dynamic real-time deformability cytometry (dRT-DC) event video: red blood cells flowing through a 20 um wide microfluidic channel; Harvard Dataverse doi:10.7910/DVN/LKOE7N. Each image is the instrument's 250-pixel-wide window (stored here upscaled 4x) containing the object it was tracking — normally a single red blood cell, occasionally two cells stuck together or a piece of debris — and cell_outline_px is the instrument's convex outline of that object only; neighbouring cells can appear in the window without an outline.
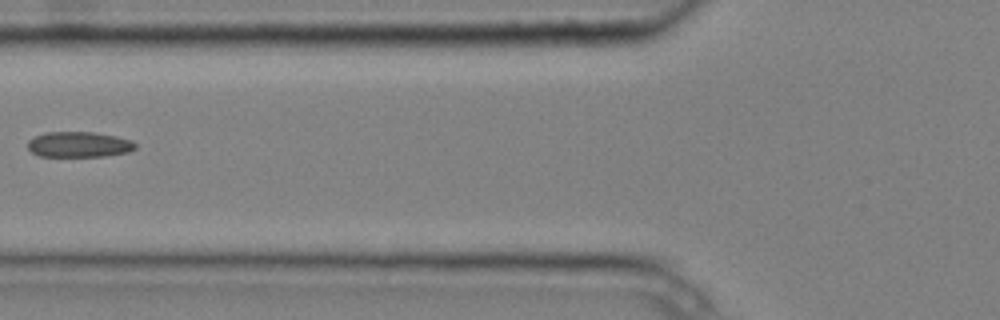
{"species": "common noctule bat (a hibernating species)", "species_latin": "Nyctalus noctula", "temperature_condition": "cold", "stored_images_in_passage": 6, "camera_frame_rate_fps": 3000, "um_per_image_px": 0.085, "animal": {"sex": "male", "body_mass_g": 20.4}, "frame": {"image": 1, "passage_image": 5, "time_ms": 1.333, "image_size_px": [1000, 320], "cell_outline_px": [[136, 148], [128, 152], [104, 156], [40, 156], [32, 152], [28, 148], [28, 140], [44, 132], [92, 132], [116, 136], [132, 140], [136, 144]], "centroid_in_image_um": [6.72, 12.28], "position_along_channel_um": 119.1, "area_um2": 15.95}}
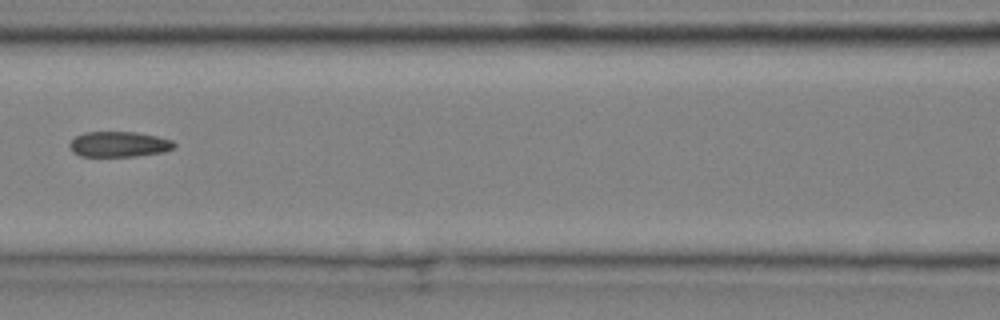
{"frame": {"image": 2, "passage_image": 6, "time_ms": 1.667, "image_size_px": [1000, 320], "cell_outline_px": [[176, 144], [172, 148], [164, 152], [136, 156], [80, 156], [72, 152], [68, 144], [76, 136], [84, 132], [136, 132], [156, 136], [172, 140]], "centroid_in_image_um": [10.09, 12.26], "position_along_channel_um": 156.5, "area_um2": 15.49}}